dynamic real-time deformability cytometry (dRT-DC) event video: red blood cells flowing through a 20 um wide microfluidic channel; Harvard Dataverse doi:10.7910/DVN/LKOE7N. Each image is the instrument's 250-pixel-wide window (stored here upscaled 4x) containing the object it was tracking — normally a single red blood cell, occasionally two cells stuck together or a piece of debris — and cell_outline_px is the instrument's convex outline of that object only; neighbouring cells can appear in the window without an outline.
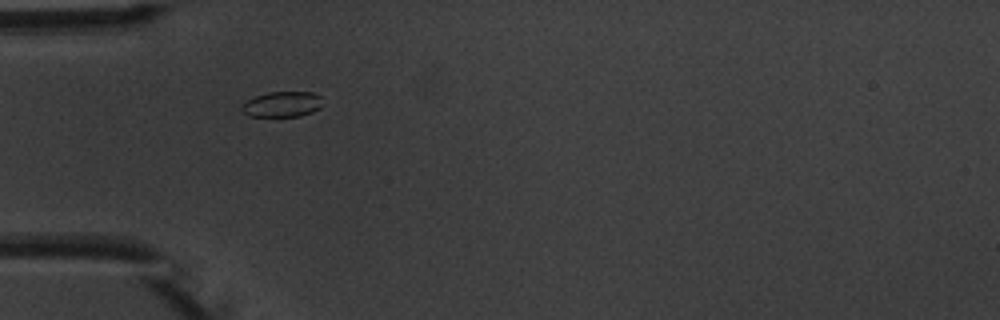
{"species": "common noctule bat (a hibernating species)", "species_latin": "Nyctalus noctula", "temperature_condition": "warm", "stored_images_in_passage": 9, "camera_frame_rate_fps": 3000, "um_per_image_px": 0.085, "animal": {"sex": "male", "body_mass_g": 20.1, "forearm_length_mm": 53.5}, "frame": {"image": 1, "passage_image": 3, "time_ms": 3.333, "image_size_px": [1000, 320], "cell_outline_px": [[320, 108], [312, 112], [300, 116], [248, 116], [240, 112], [240, 108], [248, 100], [256, 96], [268, 92], [312, 92], [320, 96]], "centroid_in_image_um": [23.95, 8.87], "position_along_channel_um": 61.0, "area_um2": 11.91}}
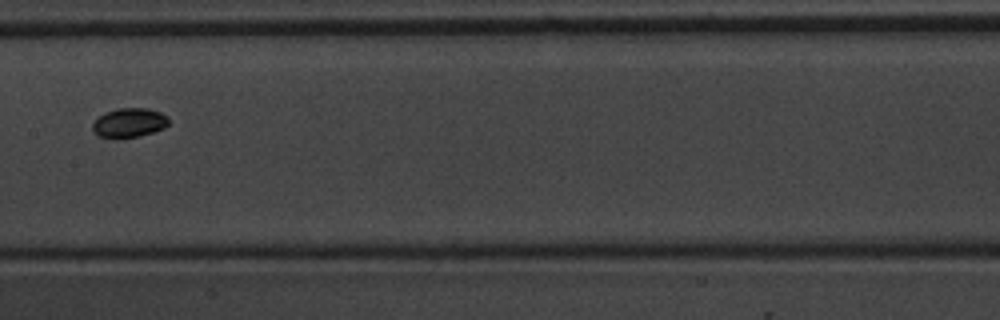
{"frame": {"image": 2, "passage_image": 6, "time_ms": 7.0, "image_size_px": [1000, 320], "cell_outline_px": [[168, 124], [164, 128], [140, 136], [100, 136], [92, 128], [92, 124], [104, 112], [116, 108], [148, 108], [160, 112], [168, 116]], "centroid_in_image_um": [11.02, 10.39], "position_along_channel_um": 196.4, "area_um2": 12.6}}
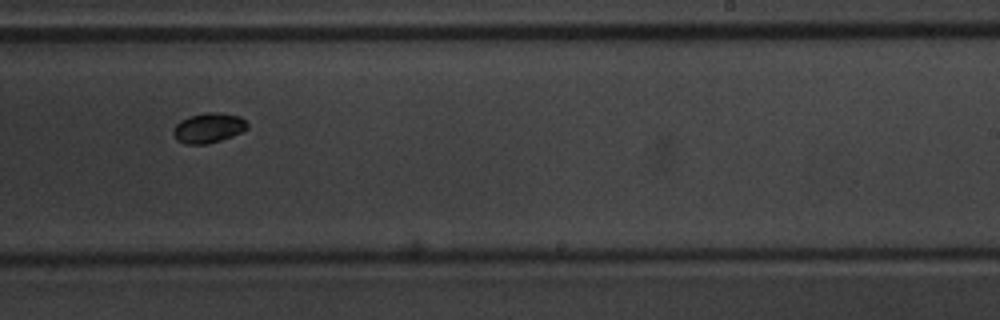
{"frame": {"image": 3, "passage_image": 8, "time_ms": 9.0, "image_size_px": [1000, 320], "cell_outline_px": [[248, 128], [232, 136], [208, 144], [184, 144], [176, 140], [172, 132], [176, 124], [180, 120], [192, 116], [208, 112], [220, 112], [240, 116], [248, 124]], "centroid_in_image_um": [17.71, 10.88], "position_along_channel_um": 271.3, "area_um2": 12.89}}